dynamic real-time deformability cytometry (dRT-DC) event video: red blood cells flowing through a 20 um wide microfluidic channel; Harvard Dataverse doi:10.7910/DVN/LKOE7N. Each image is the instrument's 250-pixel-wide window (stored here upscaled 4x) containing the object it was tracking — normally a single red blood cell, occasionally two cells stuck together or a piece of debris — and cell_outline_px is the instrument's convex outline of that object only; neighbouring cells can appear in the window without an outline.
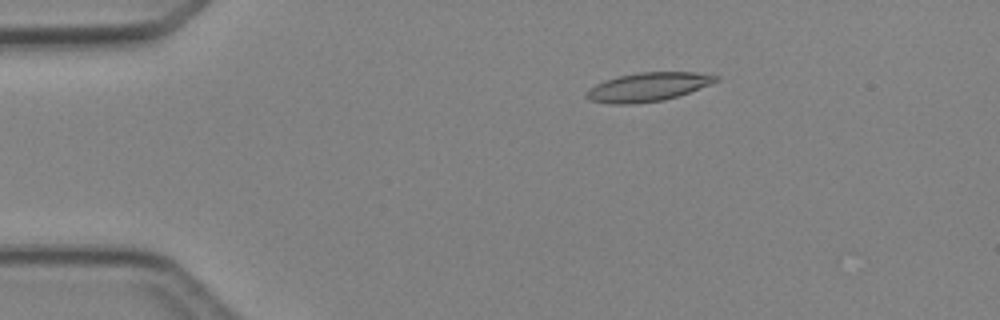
{"species": "Egyptian fruit bat (a non-hibernating species)", "species_latin": "Rousettus aegyptiacus", "temperature_condition": "cold", "stored_images_in_passage": 4, "camera_frame_rate_fps": 3000, "um_per_image_px": 0.085, "animal": {"sex": "female"}, "frame": {"image": 1, "passage_image": 3, "time_ms": 2.333, "image_size_px": [1000, 320], "cell_outline_px": [[720, 80], [688, 92], [664, 100], [632, 104], [612, 104], [588, 100], [584, 96], [596, 84], [604, 80], [620, 76], [640, 72], [696, 72], [720, 76]], "centroid_in_image_um": [55.08, 7.39], "position_along_channel_um": 29.9, "area_um2": 21.44}}